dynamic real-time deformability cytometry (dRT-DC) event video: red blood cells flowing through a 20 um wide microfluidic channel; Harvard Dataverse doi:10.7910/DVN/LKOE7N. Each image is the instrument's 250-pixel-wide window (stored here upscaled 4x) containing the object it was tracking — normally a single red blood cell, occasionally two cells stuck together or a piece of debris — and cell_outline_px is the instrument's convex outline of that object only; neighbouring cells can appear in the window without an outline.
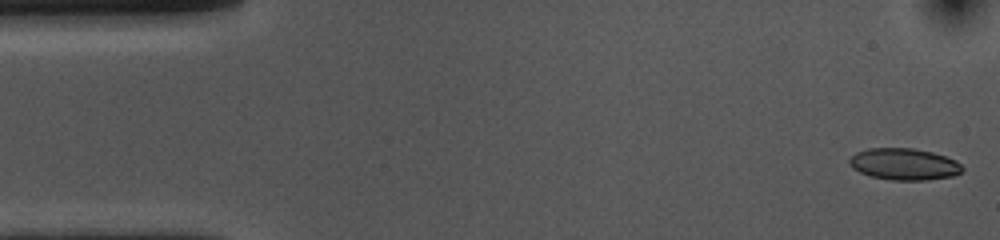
{"species": "common noctule bat (a hibernating species)", "species_latin": "Nyctalus noctula", "temperature_condition": "cold", "stored_images_in_passage": 53, "camera_frame_rate_fps": 3000, "um_per_image_px": 0.085, "animal": {"sex": "female", "body_mass_g": 10.0, "forearm_length_mm": 53.1}, "frame": {"image": 1, "passage_image": 1, "time_ms": 0.0, "image_size_px": [1000, 240], "cell_outline_px": [[964, 168], [960, 172], [952, 176], [928, 180], [892, 180], [868, 176], [852, 168], [848, 164], [848, 160], [856, 152], [868, 148], [912, 148], [932, 152], [956, 160]], "centroid_in_image_um": [76.81, 13.95], "position_along_channel_um": 8.2, "area_um2": 20.92}}
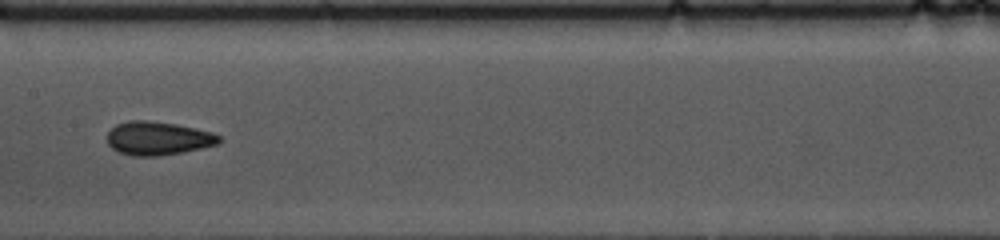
{"frame": {"image": 2, "passage_image": 25, "time_ms": 8.0, "image_size_px": [1000, 240], "cell_outline_px": [[220, 144], [160, 156], [132, 156], [116, 152], [108, 144], [108, 132], [116, 124], [128, 120], [148, 120], [176, 124], [212, 132], [220, 136]], "centroid_in_image_um": [13.4, 11.76], "position_along_channel_um": 194.0, "area_um2": 21.91}}
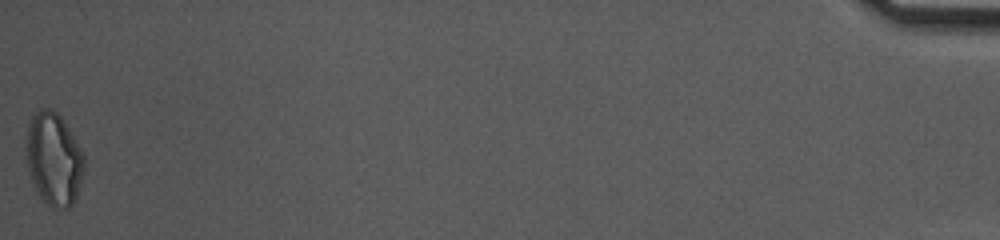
{"frame": {"image": 3, "passage_image": 53, "time_ms": 17.333, "image_size_px": [1000, 240], "cell_outline_px": [[84, 168], [80, 184], [76, 196], [72, 204], [68, 208], [52, 208], [40, 196], [32, 180], [28, 164], [28, 128], [32, 116], [40, 108], [52, 108], [60, 116], [84, 152]], "centroid_in_image_um": [4.61, 13.51], "position_along_channel_um": 430.6, "area_um2": 30.63}, "authors_computed_cell_mechanics": {"area_um2": 21.2126, "velocity_mm_per_s": 3.6648, "shape_relaxation_time_tau1_ms": 3.8769, "shape_relaxation_time_tau2_ms": 2.0632, "deformation_change_tau1": 0.1015, "deformation_change_tau2": 0.0747}}